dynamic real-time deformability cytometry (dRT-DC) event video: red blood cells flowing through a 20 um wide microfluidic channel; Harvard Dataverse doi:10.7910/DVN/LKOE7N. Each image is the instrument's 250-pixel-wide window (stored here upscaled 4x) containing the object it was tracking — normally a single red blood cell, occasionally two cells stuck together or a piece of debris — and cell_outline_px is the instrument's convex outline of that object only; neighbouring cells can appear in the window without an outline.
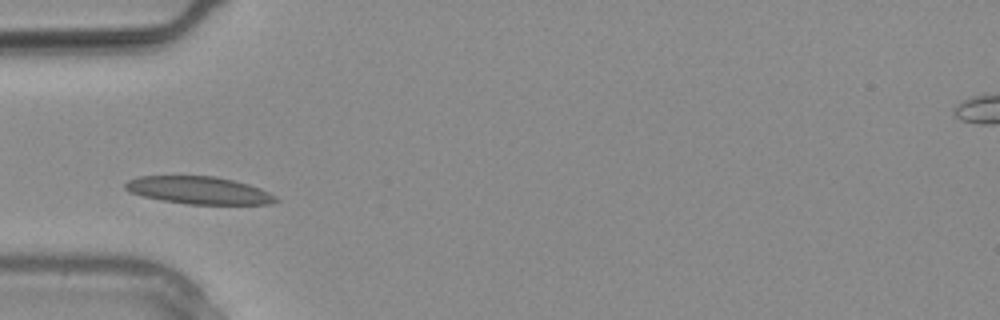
{"species": "common noctule bat (a hibernating species)", "species_latin": "Nyctalus noctula", "temperature_condition": "warm", "stored_images_in_passage": 4, "camera_frame_rate_fps": 3000, "um_per_image_px": 0.085, "animal": {"sex": "male", "body_mass_g": 20.4}, "frame": {"image": 1, "passage_image": 1, "time_ms": 0.0, "image_size_px": [1000, 320], "cell_outline_px": [[280, 200], [272, 204], [188, 204], [160, 200], [128, 192], [124, 188], [124, 184], [128, 180], [140, 176], [216, 176], [248, 184], [260, 188], [276, 196]], "centroid_in_image_um": [16.9, 16.18], "position_along_channel_um": 68.1, "area_um2": 24.16}}